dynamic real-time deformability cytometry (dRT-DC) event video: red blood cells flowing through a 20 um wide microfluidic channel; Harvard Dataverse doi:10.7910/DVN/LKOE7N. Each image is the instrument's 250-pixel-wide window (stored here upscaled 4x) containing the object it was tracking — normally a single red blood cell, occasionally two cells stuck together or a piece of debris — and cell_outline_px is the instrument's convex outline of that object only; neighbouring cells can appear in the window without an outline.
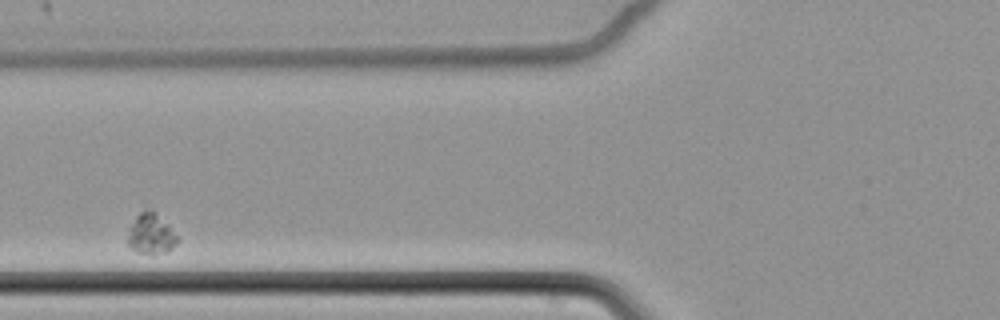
{"species": "common noctule bat (a hibernating species)", "species_latin": "Nyctalus noctula", "temperature_condition": "cold", "stored_images_in_passage": 6, "camera_frame_rate_fps": 3000, "um_per_image_px": 0.085, "animal": {"sex": "female", "body_mass_g": 22.7, "forearm_length_mm": 54.2}, "frame": {"image": 1, "passage_image": 4, "time_ms": 1.0, "image_size_px": [1000, 320], "cell_outline_px": [[180, 240], [168, 252], [152, 256], [136, 252], [128, 244], [128, 228], [136, 216], [140, 212], [148, 208], [152, 208], [168, 224]], "centroid_in_image_um": [12.84, 19.9], "position_along_channel_um": 113.0, "area_um2": 12.14}}
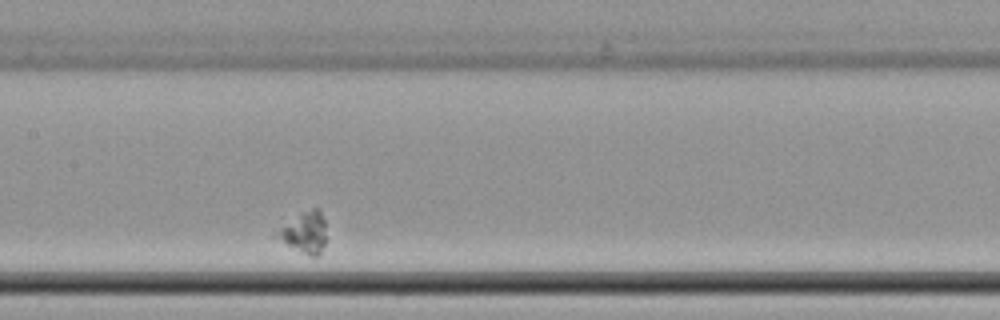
{"frame": {"image": 2, "passage_image": 6, "time_ms": 1.667, "image_size_px": [1000, 320], "cell_outline_px": [[324, 244], [320, 252], [316, 256], [308, 256], [268, 236], [280, 228], [312, 208], [316, 208], [320, 212], [324, 220]], "centroid_in_image_um": [25.8, 19.83], "position_along_channel_um": 181.6, "area_um2": 11.56}}